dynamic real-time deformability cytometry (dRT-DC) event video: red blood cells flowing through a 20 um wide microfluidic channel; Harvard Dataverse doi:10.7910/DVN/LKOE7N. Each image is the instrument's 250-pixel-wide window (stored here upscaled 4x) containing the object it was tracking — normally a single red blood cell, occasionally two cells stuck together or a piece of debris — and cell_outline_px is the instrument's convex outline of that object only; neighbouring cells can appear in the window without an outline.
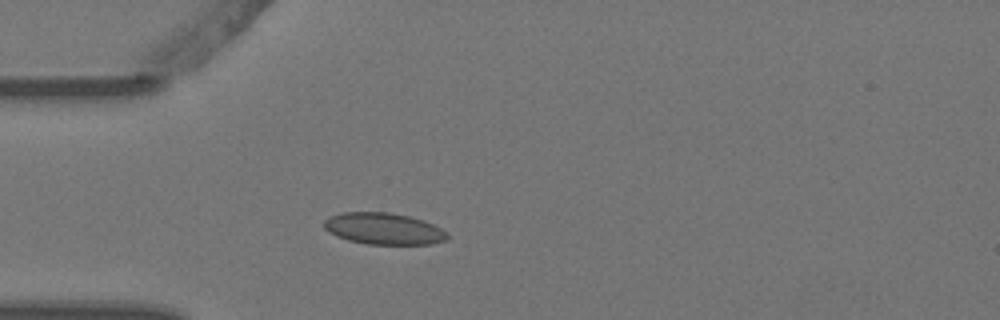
{"species": "Egyptian fruit bat (a non-hibernating species)", "species_latin": "Rousettus aegyptiacus", "temperature_condition": "warm", "stored_images_in_passage": 4, "camera_frame_rate_fps": 3000, "um_per_image_px": 0.085, "animal": {"sex": "female"}, "frame": {"image": 1, "passage_image": 4, "time_ms": 1.0, "image_size_px": [1000, 320], "cell_outline_px": [[448, 236], [444, 240], [432, 244], [368, 244], [348, 240], [336, 236], [328, 232], [324, 228], [324, 220], [328, 216], [344, 212], [388, 212], [412, 216], [424, 220], [448, 232]], "centroid_in_image_um": [32.59, 19.43], "position_along_channel_um": 52.4, "area_um2": 22.83}}